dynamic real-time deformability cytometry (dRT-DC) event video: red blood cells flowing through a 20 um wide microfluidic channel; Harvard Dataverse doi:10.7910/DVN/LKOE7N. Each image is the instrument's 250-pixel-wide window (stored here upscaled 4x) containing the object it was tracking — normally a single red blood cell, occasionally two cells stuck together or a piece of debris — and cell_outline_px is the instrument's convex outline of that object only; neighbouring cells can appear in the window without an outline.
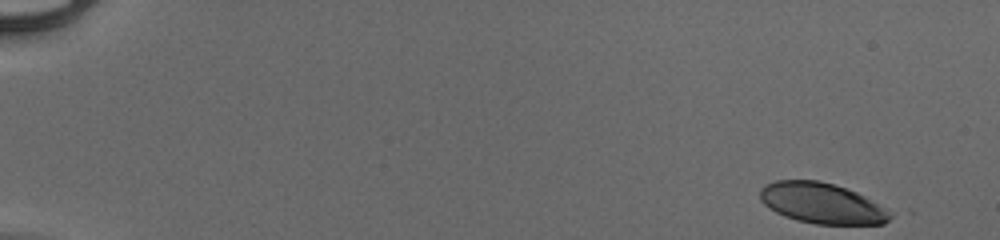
{"species": "human", "species_latin": "Homo sapiens", "temperature_condition": "cold", "stored_images_in_passage": 52, "camera_frame_rate_fps": 3000, "um_per_image_px": 0.085, "donor": {"sex": "male"}, "frame": {"image": 1, "passage_image": 1, "time_ms": 0.0, "image_size_px": [1000, 240], "cell_outline_px": [[892, 216], [884, 224], [816, 224], [796, 220], [784, 216], [768, 208], [760, 200], [760, 188], [764, 184], [776, 180], [816, 180], [832, 184], [856, 192], [864, 196], [884, 208]], "centroid_in_image_um": [69.79, 17.27], "position_along_channel_um": 15.2, "area_um2": 30.58}}
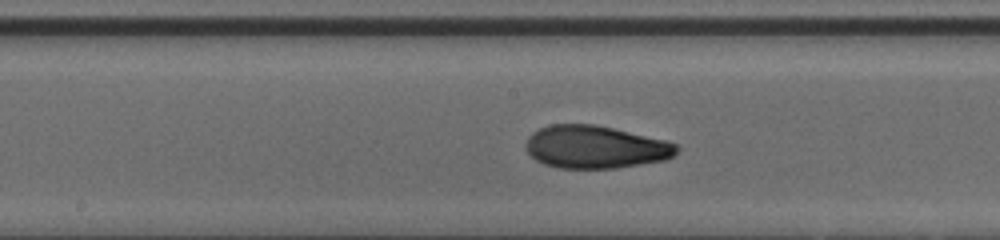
{"frame": {"image": 2, "passage_image": 28, "time_ms": 9.0, "image_size_px": [1000, 240], "cell_outline_px": [[680, 148], [672, 156], [664, 160], [616, 168], [560, 168], [544, 164], [536, 160], [524, 148], [524, 144], [528, 136], [532, 132], [540, 128], [552, 124], [596, 124], [664, 140], [676, 144]], "centroid_in_image_um": [50.56, 12.49], "position_along_channel_um": 197.6, "area_um2": 37.51}}
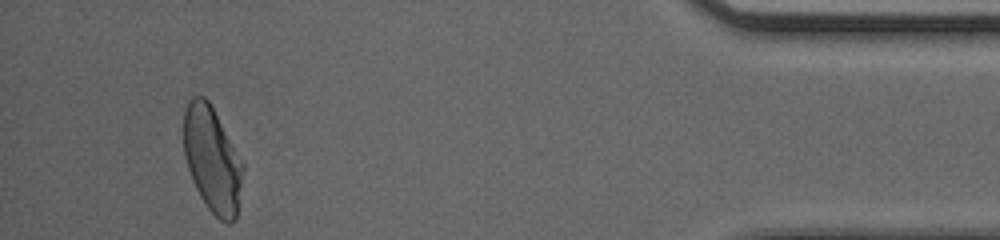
{"frame": {"image": 3, "passage_image": 49, "time_ms": 16.0, "image_size_px": [1000, 240], "cell_outline_px": [[244, 168], [236, 220], [232, 224], [228, 224], [220, 220], [208, 208], [200, 196], [196, 188], [188, 168], [184, 156], [184, 112], [188, 100], [192, 96], [204, 96], [208, 100], [244, 164]], "centroid_in_image_um": [18.04, 13.58], "position_along_channel_um": 417.2, "area_um2": 36.3}, "authors_computed_cell_mechanics": {"area_um2": 36.6741, "velocity_mm_per_s": 3.9233, "shape_relaxation_time_tau1_ms": 3.7429, "shape_relaxation_time_tau2_ms": 1.5746, "deformation_change_tau1": 0.1626, "deformation_change_tau2": 0.0707}}